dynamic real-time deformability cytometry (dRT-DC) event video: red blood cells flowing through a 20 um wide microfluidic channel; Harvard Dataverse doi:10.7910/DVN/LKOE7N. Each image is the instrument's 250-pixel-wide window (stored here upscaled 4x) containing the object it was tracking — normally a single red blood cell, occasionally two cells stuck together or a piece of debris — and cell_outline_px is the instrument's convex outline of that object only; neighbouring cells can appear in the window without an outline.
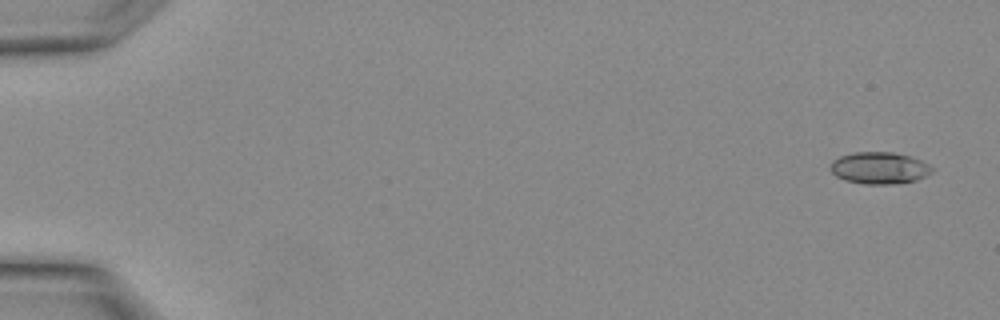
{"species": "Egyptian fruit bat (a non-hibernating species)", "species_latin": "Rousettus aegyptiacus", "temperature_condition": "warm", "stored_images_in_passage": 9, "camera_frame_rate_fps": 3000, "um_per_image_px": 0.085, "animal": {"sex": "female"}, "frame": {"image": 1, "passage_image": 1, "time_ms": 0.0, "image_size_px": [1000, 320], "cell_outline_px": [[932, 172], [916, 180], [896, 184], [864, 184], [844, 180], [836, 176], [832, 172], [832, 160], [840, 156], [856, 152], [892, 152], [912, 156], [928, 164], [932, 168]], "centroid_in_image_um": [74.75, 14.28], "position_along_channel_um": 10.2, "area_um2": 18.79}}
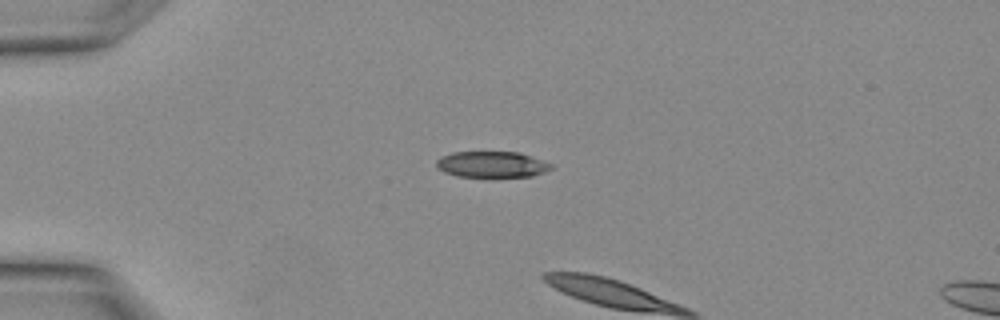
{"frame": {"image": 2, "passage_image": 8, "time_ms": 2.333, "image_size_px": [1000, 320], "cell_outline_px": [[552, 168], [544, 172], [532, 176], [456, 176], [444, 172], [436, 168], [436, 160], [440, 156], [452, 152], [520, 152], [532, 156], [552, 164]], "centroid_in_image_um": [41.77, 13.96], "position_along_channel_um": 43.2, "area_um2": 17.4}}